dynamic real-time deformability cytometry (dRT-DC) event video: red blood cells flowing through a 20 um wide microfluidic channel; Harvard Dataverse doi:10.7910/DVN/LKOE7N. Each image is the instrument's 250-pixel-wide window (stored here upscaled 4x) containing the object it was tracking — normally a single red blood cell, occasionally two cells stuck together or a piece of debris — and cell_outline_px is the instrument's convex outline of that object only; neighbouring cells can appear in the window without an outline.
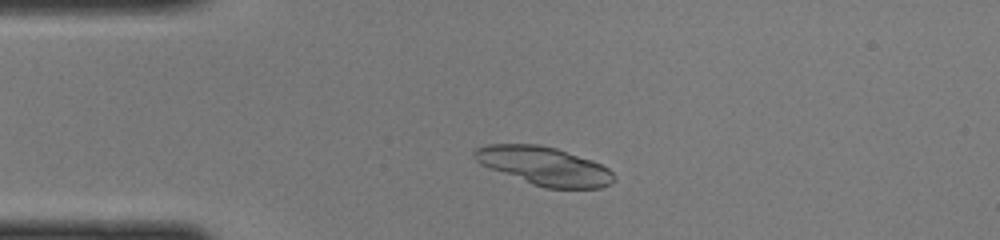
{"species": "common noctule bat (a hibernating species)", "species_latin": "Nyctalus noctula", "temperature_condition": "cold", "stored_images_in_passage": 43, "camera_frame_rate_fps": 3000, "um_per_image_px": 0.085, "animal": {"sex": "female", "body_mass_g": 22.0, "forearm_length_mm": 56.7}, "frame": {"image": 1, "passage_image": 7, "time_ms": 2.0, "image_size_px": [1000, 240], "cell_outline_px": [[616, 180], [612, 184], [600, 188], [544, 188], [532, 184], [488, 168], [480, 164], [472, 156], [472, 152], [476, 148], [488, 144], [540, 144], [556, 148], [592, 160], [608, 168], [616, 176]], "centroid_in_image_um": [46.26, 14.11], "position_along_channel_um": 38.7, "area_um2": 31.44}}